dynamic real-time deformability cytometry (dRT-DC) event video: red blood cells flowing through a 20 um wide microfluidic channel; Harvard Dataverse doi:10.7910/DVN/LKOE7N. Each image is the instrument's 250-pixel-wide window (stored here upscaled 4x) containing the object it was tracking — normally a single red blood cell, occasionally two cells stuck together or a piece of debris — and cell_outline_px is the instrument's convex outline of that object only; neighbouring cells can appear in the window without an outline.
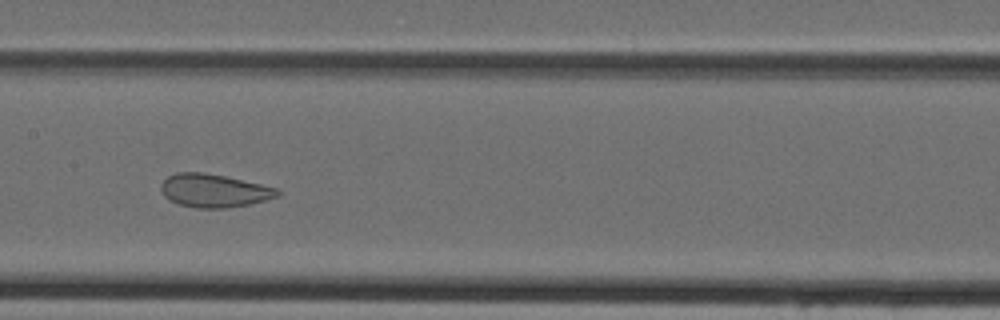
{"species": "Egyptian fruit bat (a non-hibernating species)", "species_latin": "Rousettus aegyptiacus", "temperature_condition": "cold", "stored_images_in_passage": 33, "camera_frame_rate_fps": 3000, "um_per_image_px": 0.085, "animal": {"sex": "female"}, "frame": {"image": 1, "passage_image": 10, "time_ms": 3.0, "image_size_px": [1000, 320], "cell_outline_px": [[280, 196], [248, 204], [228, 208], [196, 208], [180, 204], [168, 200], [164, 196], [160, 188], [160, 184], [168, 176], [176, 172], [204, 172], [224, 176], [280, 188]], "centroid_in_image_um": [18.19, 16.2], "position_along_channel_um": 189.2, "area_um2": 22.66}}
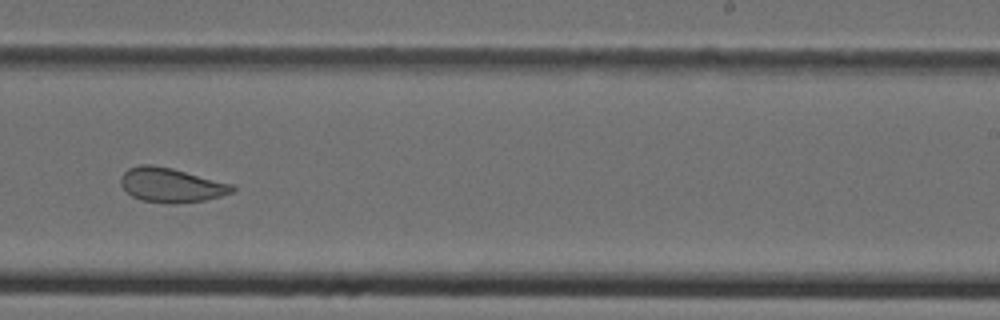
{"frame": {"image": 2, "passage_image": 16, "time_ms": 5.0, "image_size_px": [1000, 320], "cell_outline_px": [[236, 188], [232, 192], [220, 196], [204, 200], [172, 204], [164, 204], [140, 200], [132, 196], [120, 184], [120, 176], [128, 168], [140, 164], [152, 164], [172, 168], [236, 184]], "centroid_in_image_um": [14.56, 15.72], "position_along_channel_um": 274.4, "area_um2": 22.72}}
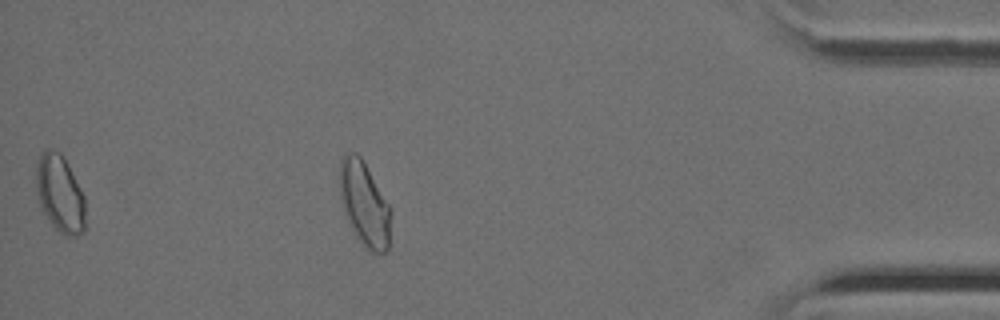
{"frame": {"image": 3, "passage_image": 28, "time_ms": 9.0, "image_size_px": [1000, 320], "cell_outline_px": [[392, 212], [388, 248], [384, 252], [368, 252], [360, 244], [352, 232], [348, 224], [344, 212], [340, 196], [340, 160], [348, 152], [356, 152], [360, 156], [392, 208]], "centroid_in_image_um": [30.98, 17.39], "position_along_channel_um": 404.2, "area_um2": 25.55}}